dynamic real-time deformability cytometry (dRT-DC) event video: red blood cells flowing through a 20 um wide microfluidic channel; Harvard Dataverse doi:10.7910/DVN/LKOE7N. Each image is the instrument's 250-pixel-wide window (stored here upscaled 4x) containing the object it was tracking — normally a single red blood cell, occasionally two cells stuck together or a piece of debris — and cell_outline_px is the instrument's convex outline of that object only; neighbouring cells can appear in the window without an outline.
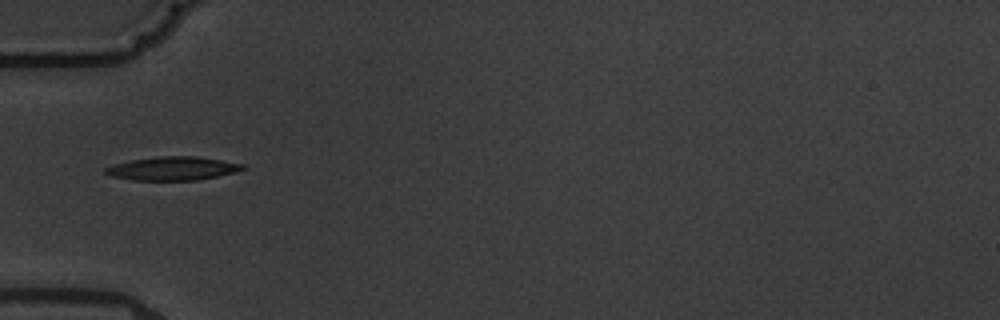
{"species": "common noctule bat (a hibernating species)", "species_latin": "Nyctalus noctula", "temperature_condition": "warm", "stored_images_in_passage": 3, "camera_frame_rate_fps": 3000, "um_per_image_px": 0.085, "animal": {"sex": "male", "body_mass_g": 19.5, "forearm_length_mm": 54.6}, "frame": {"image": 1, "passage_image": 1, "time_ms": 0.0, "image_size_px": [1000, 320], "cell_outline_px": [[248, 168], [236, 172], [200, 180], [132, 180], [112, 176], [104, 172], [104, 168], [116, 164], [132, 160], [156, 156], [196, 156], [244, 164]], "centroid_in_image_um": [14.72, 14.32], "position_along_channel_um": 70.3, "area_um2": 18.84}}
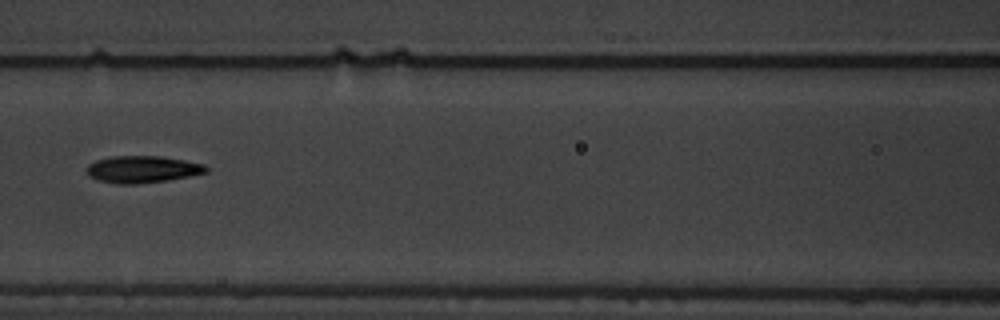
{"frame": {"image": 2, "passage_image": 3, "time_ms": 2.333, "image_size_px": [1000, 320], "cell_outline_px": [[208, 172], [188, 176], [164, 180], [136, 184], [120, 184], [96, 180], [88, 176], [88, 164], [96, 160], [112, 156], [160, 156], [184, 160], [204, 164], [208, 168]], "centroid_in_image_um": [12.08, 14.38], "position_along_channel_um": 154.5, "area_um2": 18.61}}